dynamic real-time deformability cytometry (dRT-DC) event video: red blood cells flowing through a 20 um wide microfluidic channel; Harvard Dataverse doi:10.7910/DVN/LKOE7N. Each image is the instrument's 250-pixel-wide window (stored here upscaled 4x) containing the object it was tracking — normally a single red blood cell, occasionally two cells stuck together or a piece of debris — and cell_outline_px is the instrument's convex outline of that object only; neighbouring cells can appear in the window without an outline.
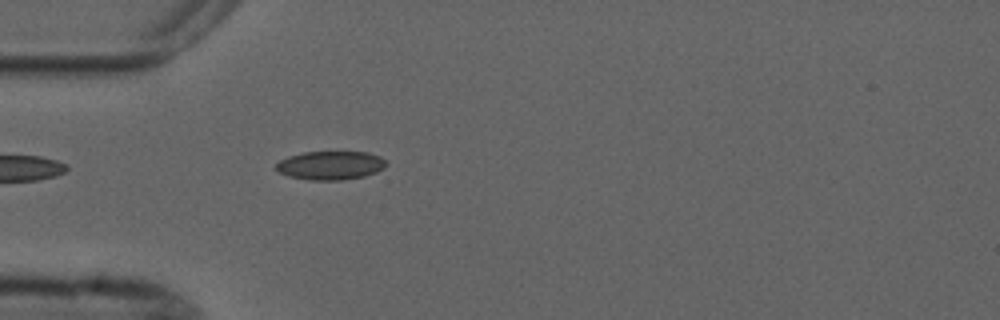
{"species": "common noctule bat (a hibernating species)", "species_latin": "Nyctalus noctula", "temperature_condition": "cold", "stored_images_in_passage": 1, "camera_frame_rate_fps": 3000, "um_per_image_px": 0.085, "animal": {"sex": "male", "forearm_length_mm": 52.5}, "frame": {"image": 1, "passage_image": 1, "time_ms": 0.0, "image_size_px": [1000, 320], "cell_outline_px": [[388, 164], [384, 168], [376, 172], [364, 176], [340, 180], [308, 180], [288, 176], [280, 172], [276, 168], [276, 164], [280, 160], [288, 156], [304, 152], [368, 152], [380, 156]], "centroid_in_image_um": [28.1, 14.05], "position_along_channel_um": 56.9, "area_um2": 18.38}}